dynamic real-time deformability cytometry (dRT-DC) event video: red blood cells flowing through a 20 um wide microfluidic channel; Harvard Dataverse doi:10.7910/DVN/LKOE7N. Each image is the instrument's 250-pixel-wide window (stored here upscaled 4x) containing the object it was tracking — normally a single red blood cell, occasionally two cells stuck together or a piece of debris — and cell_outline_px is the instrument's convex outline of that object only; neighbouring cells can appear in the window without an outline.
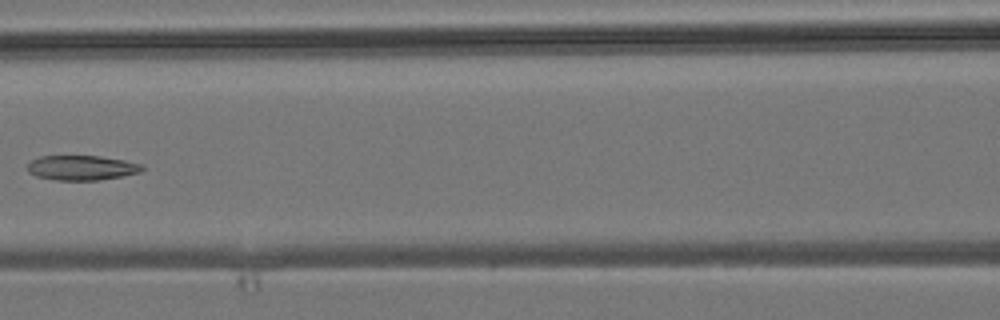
{"species": "common noctule bat (a hibernating species)", "species_latin": "Nyctalus noctula", "temperature_condition": "room temperature", "stored_images_in_passage": 6, "camera_frame_rate_fps": 3000, "um_per_image_px": 0.085, "animal": {"sex": "male", "body_mass_g": 19.2, "forearm_length_mm": 51.8}, "frame": {"image": 1, "passage_image": 6, "time_ms": 6.0, "image_size_px": [1000, 320], "cell_outline_px": [[144, 168], [140, 172], [124, 176], [100, 180], [52, 180], [36, 176], [28, 172], [28, 164], [32, 160], [40, 156], [100, 156], [124, 160], [140, 164]], "centroid_in_image_um": [6.93, 14.27], "position_along_channel_um": 159.7, "area_um2": 16.59}}